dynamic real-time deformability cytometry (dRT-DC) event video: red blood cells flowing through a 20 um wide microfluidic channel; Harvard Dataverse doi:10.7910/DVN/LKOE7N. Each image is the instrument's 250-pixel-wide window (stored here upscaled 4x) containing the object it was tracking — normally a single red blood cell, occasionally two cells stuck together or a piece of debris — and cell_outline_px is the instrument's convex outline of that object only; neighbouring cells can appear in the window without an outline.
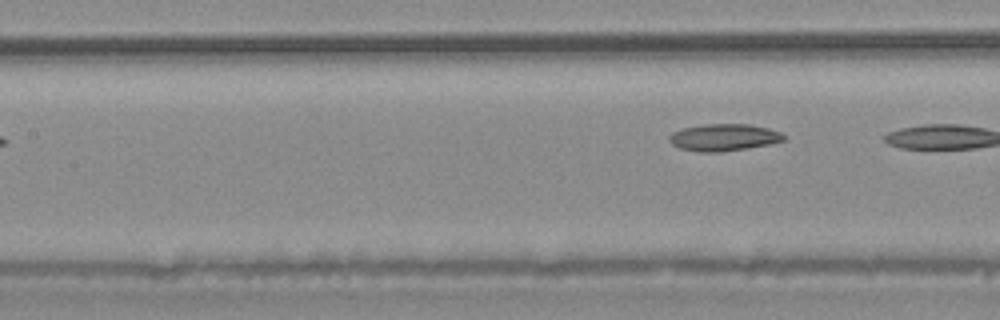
{"species": "common noctule bat (a hibernating species)", "species_latin": "Nyctalus noctula", "temperature_condition": "warm", "stored_images_in_passage": 5, "segment_of_instrument_passage": [2, 2], "camera_frame_rate_fps": 3000, "um_per_image_px": 0.085, "animal": {"sex": "male", "body_mass_g": 20.4}, "frame": {"image": 1, "passage_image": 5, "time_ms": 1.333, "image_size_px": [1000, 320], "cell_outline_px": [[784, 140], [768, 144], [748, 148], [720, 152], [700, 152], [680, 148], [672, 144], [668, 140], [668, 136], [672, 132], [680, 128], [704, 124], [748, 124], [768, 128], [780, 132], [784, 136]], "centroid_in_image_um": [61.46, 11.67], "position_along_channel_um": 145.9, "area_um2": 18.03}}